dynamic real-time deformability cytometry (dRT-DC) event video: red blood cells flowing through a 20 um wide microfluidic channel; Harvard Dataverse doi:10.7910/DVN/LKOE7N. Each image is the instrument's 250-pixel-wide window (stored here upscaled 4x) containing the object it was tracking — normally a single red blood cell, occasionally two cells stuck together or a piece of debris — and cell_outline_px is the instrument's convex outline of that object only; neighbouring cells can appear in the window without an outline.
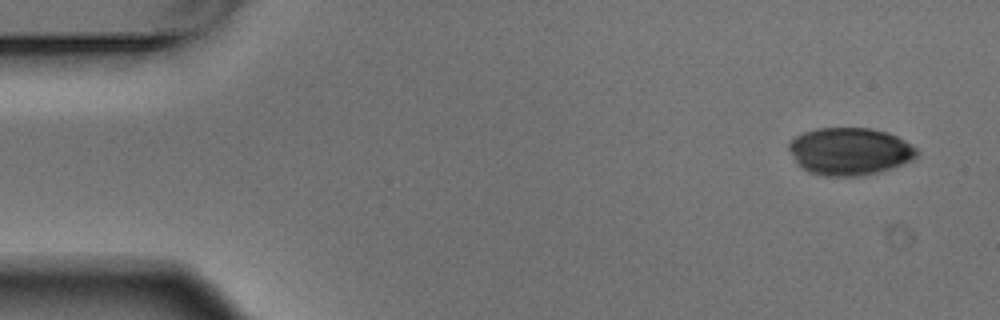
{"species": "Egyptian fruit bat (a non-hibernating species)", "species_latin": "Rousettus aegyptiacus", "temperature_condition": "warm", "stored_images_in_passage": 6, "camera_frame_rate_fps": 3000, "um_per_image_px": 0.085, "animal": {"sex": "male"}, "frame": {"image": 1, "passage_image": 1, "time_ms": 0.0, "image_size_px": [1000, 320], "cell_outline_px": [[920, 152], [912, 160], [876, 172], [856, 176], [824, 176], [808, 172], [796, 160], [788, 148], [788, 144], [796, 136], [804, 132], [816, 128], [872, 128], [888, 132], [912, 144]], "centroid_in_image_um": [72.23, 12.84], "position_along_channel_um": 12.8, "area_um2": 35.03}}
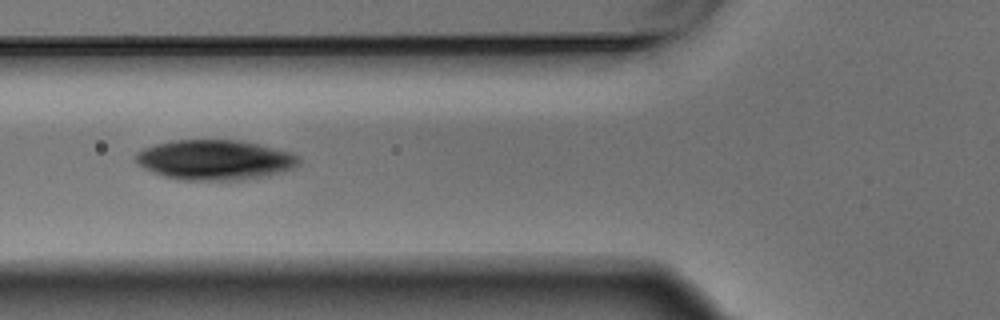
{"frame": {"image": 2, "passage_image": 5, "time_ms": 1.333, "image_size_px": [1000, 320], "cell_outline_px": [[300, 164], [292, 168], [268, 176], [240, 180], [180, 180], [164, 176], [144, 168], [136, 160], [136, 152], [144, 148], [156, 144], [172, 140], [240, 140], [260, 144], [292, 152], [300, 156]], "centroid_in_image_um": [18.31, 13.59], "position_along_channel_um": 107.5, "area_um2": 38.21}}
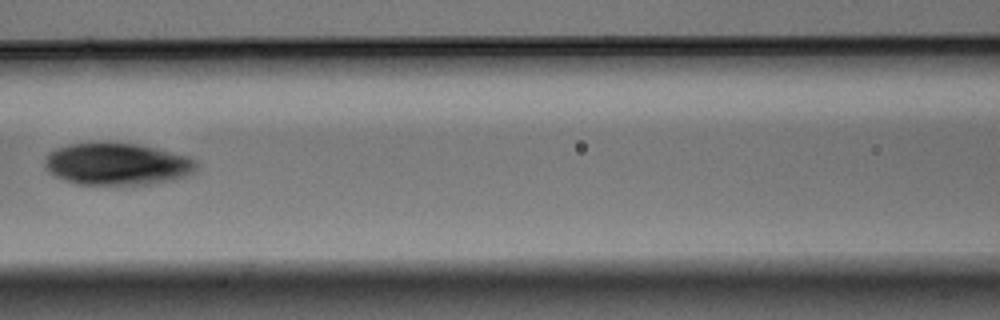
{"frame": {"image": 3, "passage_image": 6, "time_ms": 1.667, "image_size_px": [1000, 320], "cell_outline_px": [[196, 168], [192, 172], [184, 176], [172, 180], [148, 184], [76, 184], [64, 180], [48, 172], [44, 164], [44, 160], [48, 152], [56, 148], [68, 144], [136, 144], [156, 148], [188, 156], [196, 160]], "centroid_in_image_um": [9.92, 13.95], "position_along_channel_um": 156.7, "area_um2": 36.7}}